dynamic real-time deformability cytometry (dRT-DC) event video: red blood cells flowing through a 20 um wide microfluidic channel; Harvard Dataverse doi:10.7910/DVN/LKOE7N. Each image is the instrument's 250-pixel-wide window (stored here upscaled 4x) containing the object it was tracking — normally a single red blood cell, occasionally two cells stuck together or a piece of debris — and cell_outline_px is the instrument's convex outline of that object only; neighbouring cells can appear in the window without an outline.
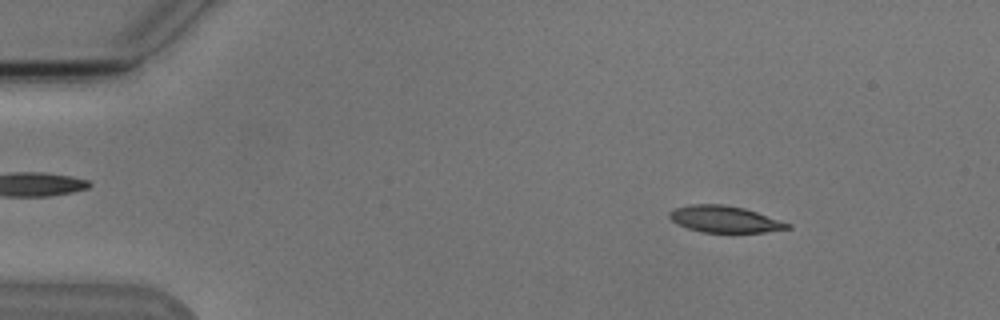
{"species": "Egyptian fruit bat (a non-hibernating species)", "species_latin": "Rousettus aegyptiacus", "temperature_condition": "cold", "stored_images_in_passage": 4, "camera_frame_rate_fps": 3000, "um_per_image_px": 0.085, "animal": {"sex": "male"}, "frame": {"image": 1, "passage_image": 2, "time_ms": 1.0, "image_size_px": [1000, 320], "cell_outline_px": [[792, 228], [764, 232], [700, 232], [676, 224], [668, 216], [668, 212], [676, 208], [692, 204], [720, 204], [744, 208], [792, 224]], "centroid_in_image_um": [61.58, 18.63], "position_along_channel_um": 23.4, "area_um2": 18.21}}